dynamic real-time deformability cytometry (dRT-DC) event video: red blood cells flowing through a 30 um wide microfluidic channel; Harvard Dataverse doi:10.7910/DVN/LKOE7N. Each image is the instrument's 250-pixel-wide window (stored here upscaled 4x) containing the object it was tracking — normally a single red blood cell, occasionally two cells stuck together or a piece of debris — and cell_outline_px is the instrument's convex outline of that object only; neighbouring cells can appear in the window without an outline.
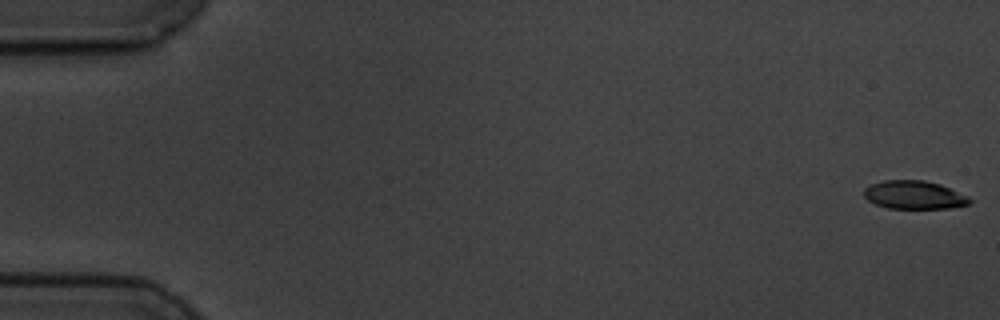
{"species": "common noctule bat (a hibernating species)", "species_latin": "Nyctalus noctula", "temperature_condition": "cold", "stored_images_in_passage": 8, "camera_frame_rate_fps": 3000, "um_per_image_px": 0.085, "animal": {"sex": "male", "body_mass_g": 19.5, "forearm_length_mm": 54.6}, "frame": {"image": 1, "passage_image": 1, "time_ms": 0.0, "image_size_px": [1000, 320], "cell_outline_px": [[972, 200], [968, 204], [948, 208], [888, 208], [876, 204], [868, 200], [864, 196], [864, 188], [872, 184], [884, 180], [924, 180], [940, 184], [968, 196]], "centroid_in_image_um": [77.69, 16.56], "position_along_channel_um": 7.3, "area_um2": 17.28}}
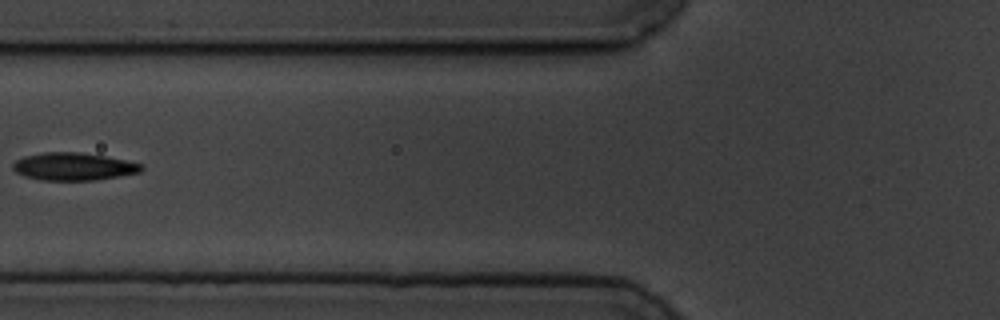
{"frame": {"image": 2, "passage_image": 7, "time_ms": 7.333, "image_size_px": [1000, 320], "cell_outline_px": [[144, 168], [140, 172], [120, 176], [96, 180], [40, 180], [24, 176], [16, 172], [12, 168], [12, 164], [16, 160], [24, 156], [44, 152], [80, 152], [104, 156], [144, 164]], "centroid_in_image_um": [6.24, 14.16], "position_along_channel_um": 119.6, "area_um2": 20.75}}
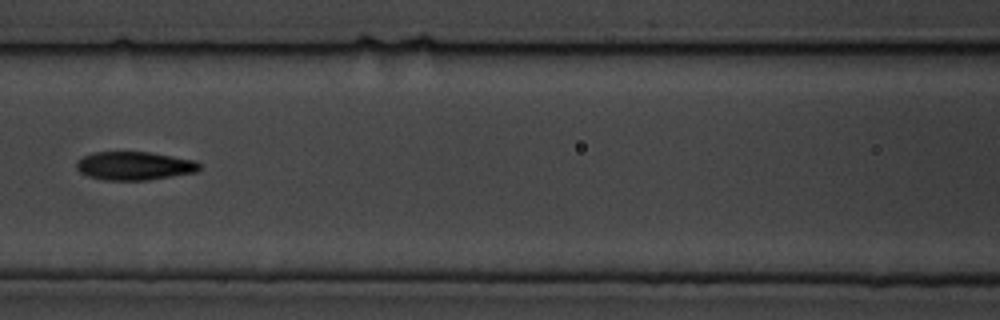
{"frame": {"image": 3, "passage_image": 8, "time_ms": 8.333, "image_size_px": [1000, 320], "cell_outline_px": [[200, 168], [196, 172], [148, 180], [104, 180], [88, 176], [80, 172], [76, 168], [76, 160], [92, 152], [148, 152], [196, 160], [200, 164]], "centroid_in_image_um": [11.4, 14.09], "position_along_channel_um": 155.2, "area_um2": 20.4}}